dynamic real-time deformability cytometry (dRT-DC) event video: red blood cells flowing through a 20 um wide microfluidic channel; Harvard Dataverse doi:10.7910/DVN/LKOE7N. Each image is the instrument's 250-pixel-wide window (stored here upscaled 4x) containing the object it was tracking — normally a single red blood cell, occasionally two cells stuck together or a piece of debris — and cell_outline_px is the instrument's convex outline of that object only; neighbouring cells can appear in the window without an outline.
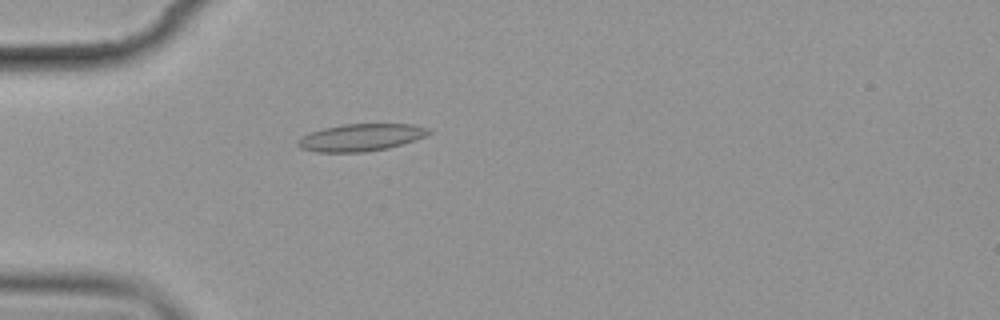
{"species": "common noctule bat (a hibernating species)", "species_latin": "Nyctalus noctula", "temperature_condition": "cold", "stored_images_in_passage": 4, "camera_frame_rate_fps": 3000, "um_per_image_px": 0.085, "animal": {"sex": "female", "body_mass_g": 19.9}, "frame": {"image": 1, "passage_image": 4, "time_ms": 3.333, "image_size_px": [1000, 320], "cell_outline_px": [[432, 132], [416, 140], [388, 148], [364, 152], [316, 152], [300, 148], [296, 144], [296, 140], [300, 136], [308, 132], [324, 128], [344, 124], [412, 124], [428, 128]], "centroid_in_image_um": [30.62, 11.68], "position_along_channel_um": 54.4, "area_um2": 20.92}}